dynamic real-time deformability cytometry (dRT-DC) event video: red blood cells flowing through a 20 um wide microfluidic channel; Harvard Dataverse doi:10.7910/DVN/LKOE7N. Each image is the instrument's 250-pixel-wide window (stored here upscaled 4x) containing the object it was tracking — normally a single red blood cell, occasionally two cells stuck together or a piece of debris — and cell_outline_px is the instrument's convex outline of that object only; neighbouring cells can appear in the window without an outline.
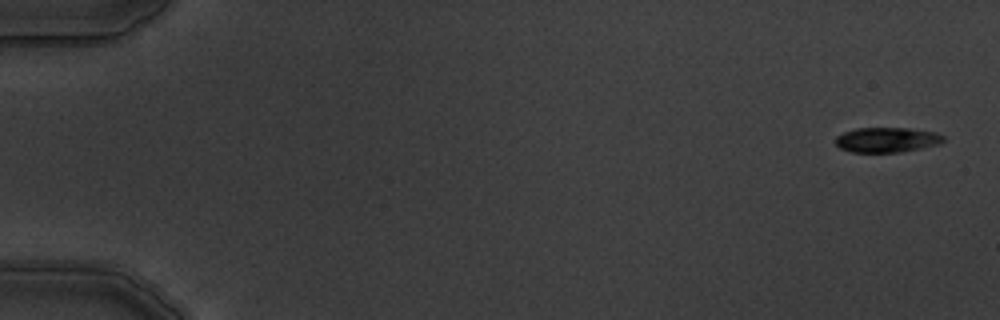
{"species": "common noctule bat (a hibernating species)", "species_latin": "Nyctalus noctula", "temperature_condition": "warm", "stored_images_in_passage": 8, "camera_frame_rate_fps": 3000, "um_per_image_px": 0.085, "animal": {"sex": "male", "body_mass_g": 19.5, "forearm_length_mm": 54.6}, "frame": {"image": 1, "passage_image": 1, "time_ms": 0.0, "image_size_px": [1000, 320], "cell_outline_px": [[944, 140], [940, 144], [900, 152], [852, 152], [840, 148], [836, 144], [836, 136], [844, 132], [856, 128], [908, 128], [936, 132], [944, 136]], "centroid_in_image_um": [75.39, 11.88], "position_along_channel_um": 9.6, "area_um2": 15.66}}
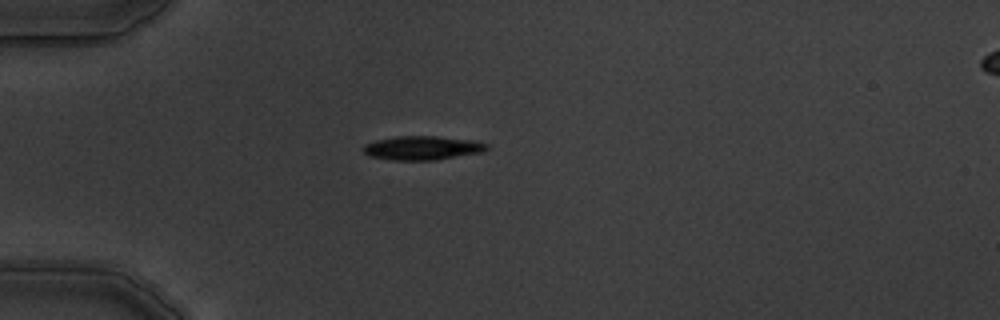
{"frame": {"image": 2, "passage_image": 5, "time_ms": 4.667, "image_size_px": [1000, 320], "cell_outline_px": [[488, 148], [484, 152], [432, 160], [392, 160], [368, 156], [364, 152], [364, 144], [376, 140], [396, 136], [436, 136], [476, 140], [488, 144]], "centroid_in_image_um": [35.92, 12.57], "position_along_channel_um": 49.1, "area_um2": 17.28}}
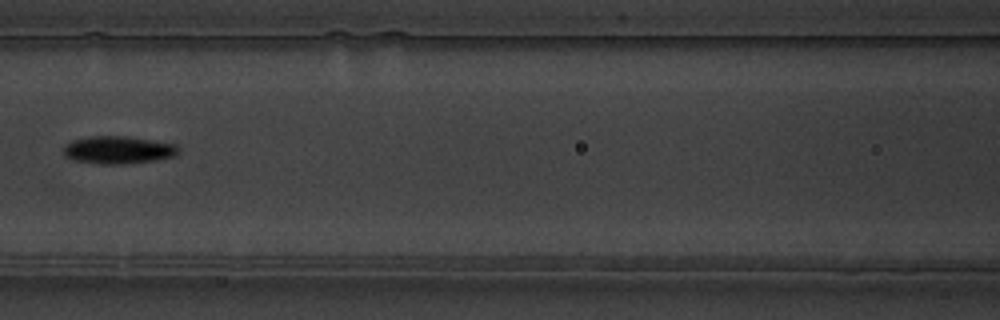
{"frame": {"image": 3, "passage_image": 8, "time_ms": 8.0, "image_size_px": [1000, 320], "cell_outline_px": [[180, 152], [176, 156], [156, 160], [120, 164], [100, 164], [72, 160], [64, 156], [64, 148], [72, 140], [92, 136], [128, 136], [176, 144], [180, 148]], "centroid_in_image_um": [10.08, 12.75], "position_along_channel_um": 156.5, "area_um2": 18.61}}